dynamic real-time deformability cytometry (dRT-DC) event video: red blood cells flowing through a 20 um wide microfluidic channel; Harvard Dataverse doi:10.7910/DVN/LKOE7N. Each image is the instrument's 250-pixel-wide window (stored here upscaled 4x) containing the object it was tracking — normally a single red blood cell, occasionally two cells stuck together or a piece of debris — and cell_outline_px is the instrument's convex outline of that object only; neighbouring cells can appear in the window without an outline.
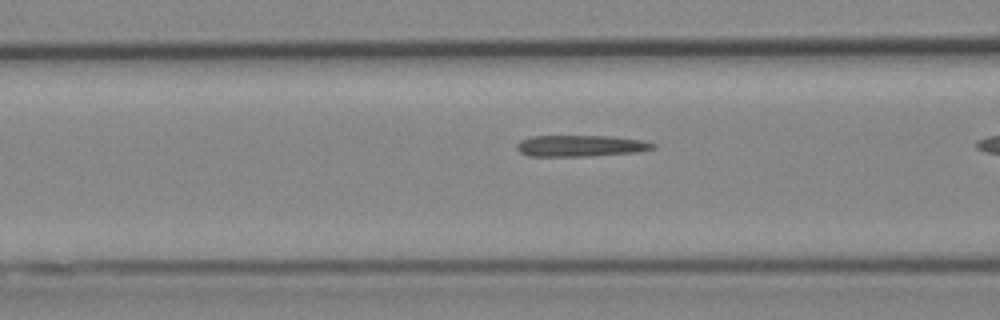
{"species": "Egyptian fruit bat (a non-hibernating species)", "species_latin": "Rousettus aegyptiacus", "temperature_condition": "cold", "stored_images_in_passage": 33, "camera_frame_rate_fps": 3000, "um_per_image_px": 0.085, "animal": {"sex": "female"}, "frame": {"image": 1, "passage_image": 13, "time_ms": 4.0, "image_size_px": [1000, 320], "cell_outline_px": [[656, 148], [640, 152], [588, 156], [528, 156], [520, 152], [516, 148], [516, 144], [520, 140], [532, 136], [612, 136], [644, 140], [656, 144]], "centroid_in_image_um": [49.39, 12.39], "position_along_channel_um": 117.2, "area_um2": 17.17}}
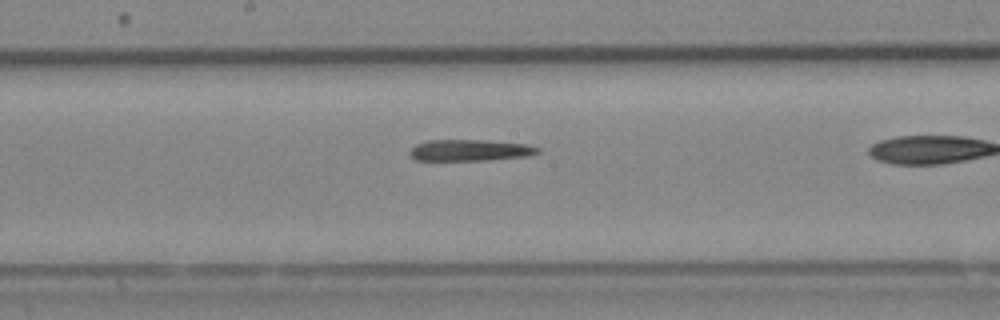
{"frame": {"image": 2, "passage_image": 20, "time_ms": 6.333, "image_size_px": [1000, 320], "cell_outline_px": [[540, 152], [528, 156], [488, 160], [416, 160], [408, 152], [416, 144], [428, 140], [484, 140], [528, 144], [540, 148]], "centroid_in_image_um": [39.98, 12.77], "position_along_channel_um": 208.2, "area_um2": 15.95}}
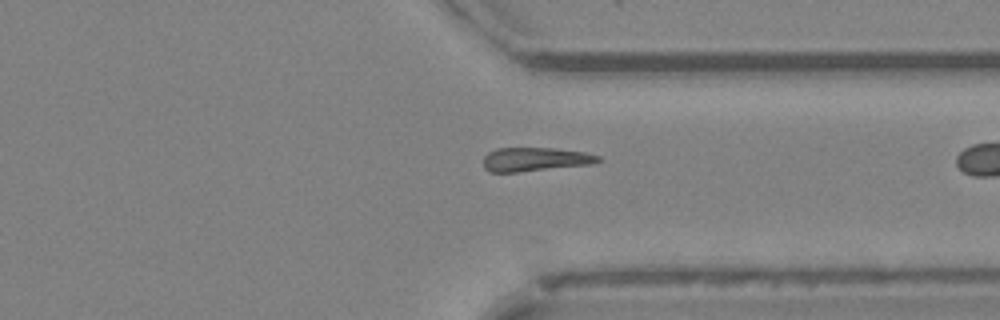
{"frame": {"image": 3, "passage_image": 32, "time_ms": 10.333, "image_size_px": [1000, 320], "cell_outline_px": [[600, 160], [592, 164], [516, 172], [488, 172], [484, 168], [484, 156], [488, 152], [496, 148], [556, 148], [584, 152], [600, 156]], "centroid_in_image_um": [45.45, 13.54], "position_along_channel_um": 365.9, "area_um2": 15.9}}